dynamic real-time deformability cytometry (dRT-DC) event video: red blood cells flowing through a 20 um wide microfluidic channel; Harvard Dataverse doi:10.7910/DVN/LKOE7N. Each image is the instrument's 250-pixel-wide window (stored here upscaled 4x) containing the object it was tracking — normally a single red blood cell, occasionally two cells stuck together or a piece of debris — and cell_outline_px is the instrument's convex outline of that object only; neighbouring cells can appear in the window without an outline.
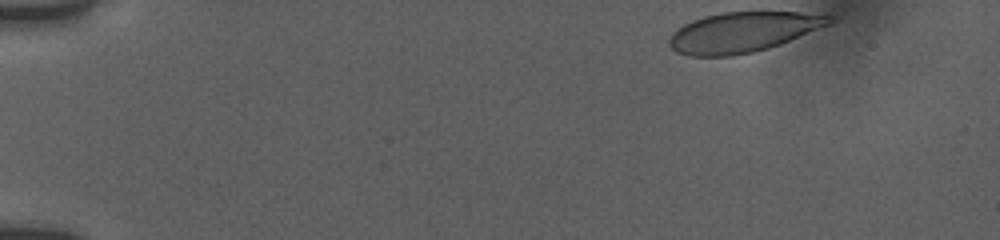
{"species": "human", "species_latin": "Homo sapiens", "temperature_condition": "room temperature", "stored_images_in_passage": 11, "camera_frame_rate_fps": 3000, "um_per_image_px": 0.085, "donor": {"sex": "female"}, "frame": {"image": 1, "passage_image": 1, "time_ms": 0.0, "image_size_px": [1000, 240], "cell_outline_px": [[836, 20], [832, 24], [780, 44], [768, 48], [752, 52], [732, 56], [688, 56], [676, 52], [668, 44], [668, 40], [672, 32], [684, 24], [692, 20], [704, 16], [720, 12], [800, 12], [836, 16]], "centroid_in_image_um": [63.17, 2.72], "position_along_channel_um": 21.8, "area_um2": 37.74}}
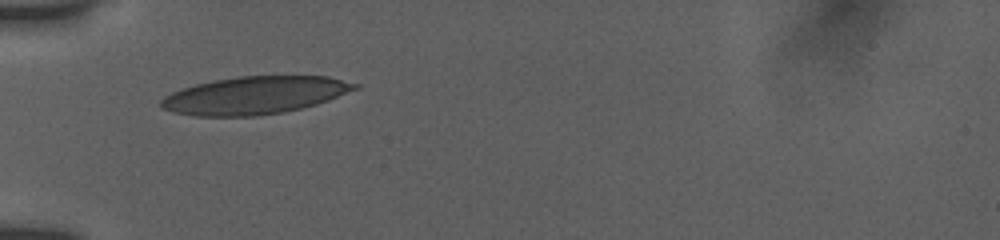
{"frame": {"image": 2, "passage_image": 10, "time_ms": 4.0, "image_size_px": [1000, 240], "cell_outline_px": [[360, 88], [328, 100], [316, 104], [284, 112], [256, 116], [196, 116], [176, 112], [160, 108], [160, 100], [164, 96], [172, 92], [196, 84], [212, 80], [236, 76], [328, 76], [360, 84]], "centroid_in_image_um": [21.66, 8.09], "position_along_channel_um": 63.3, "area_um2": 42.54}}